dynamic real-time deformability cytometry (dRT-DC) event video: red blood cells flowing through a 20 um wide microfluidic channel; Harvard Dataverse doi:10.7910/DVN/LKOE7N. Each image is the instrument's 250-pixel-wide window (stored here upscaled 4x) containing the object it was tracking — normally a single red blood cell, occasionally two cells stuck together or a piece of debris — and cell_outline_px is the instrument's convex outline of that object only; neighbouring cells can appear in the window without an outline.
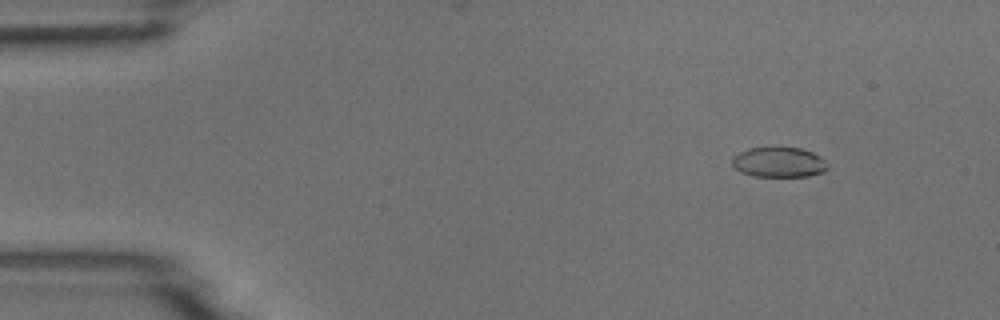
{"species": "common noctule bat (a hibernating species)", "species_latin": "Nyctalus noctula", "temperature_condition": "room temperature", "stored_images_in_passage": 4, "camera_frame_rate_fps": 3000, "um_per_image_px": 0.085, "animal": {"sex": "male", "body_mass_g": 18.8}, "frame": {"image": 1, "passage_image": 2, "time_ms": 1.333, "image_size_px": [1000, 320], "cell_outline_px": [[828, 168], [824, 172], [808, 176], [752, 176], [740, 172], [732, 164], [732, 156], [748, 148], [768, 144], [776, 144], [800, 148], [812, 152], [820, 156], [828, 164]], "centroid_in_image_um": [66.18, 13.73], "position_along_channel_um": 18.8, "area_um2": 17.57}}